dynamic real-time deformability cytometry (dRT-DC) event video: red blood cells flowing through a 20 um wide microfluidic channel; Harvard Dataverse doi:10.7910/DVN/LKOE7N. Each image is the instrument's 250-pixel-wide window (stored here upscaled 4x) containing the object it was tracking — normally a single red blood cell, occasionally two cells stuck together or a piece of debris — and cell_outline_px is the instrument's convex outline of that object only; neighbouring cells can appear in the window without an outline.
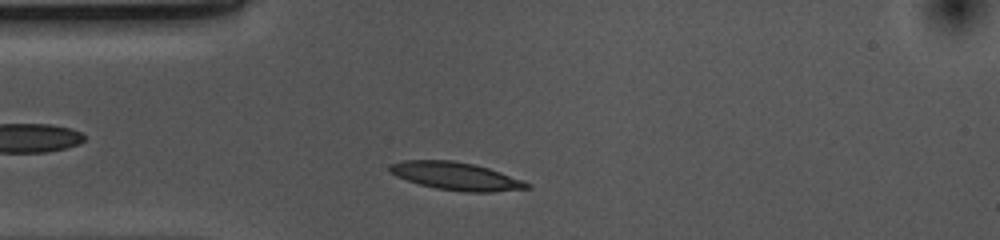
{"species": "common noctule bat (a hibernating species)", "species_latin": "Nyctalus noctula", "temperature_condition": "cold", "stored_images_in_passage": 41, "camera_frame_rate_fps": 3000, "um_per_image_px": 0.085, "animal": {"sex": "female", "body_mass_g": 10.0, "forearm_length_mm": 53.1}, "frame": {"image": 1, "passage_image": 4, "time_ms": 1.0, "image_size_px": [1000, 240], "cell_outline_px": [[532, 188], [492, 192], [464, 192], [436, 188], [420, 184], [396, 176], [388, 172], [388, 164], [404, 160], [452, 160], [472, 164], [488, 168], [500, 172], [532, 184]], "centroid_in_image_um": [38.74, 14.97], "position_along_channel_um": 46.3, "area_um2": 22.25}}
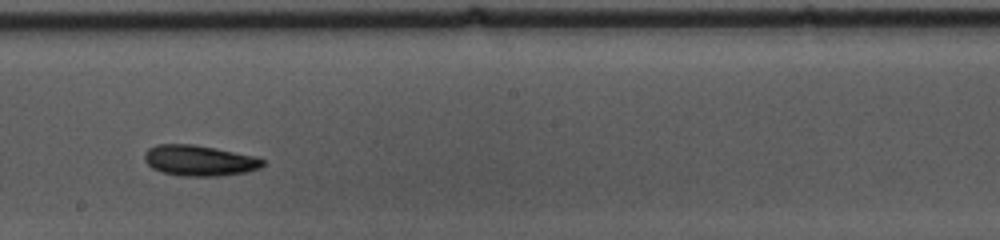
{"frame": {"image": 2, "passage_image": 20, "time_ms": 6.333, "image_size_px": [1000, 240], "cell_outline_px": [[264, 164], [260, 168], [244, 172], [220, 176], [184, 176], [160, 172], [152, 168], [144, 160], [144, 152], [148, 148], [156, 144], [192, 144], [216, 148], [256, 156], [264, 160]], "centroid_in_image_um": [16.92, 13.64], "position_along_channel_um": 231.3, "area_um2": 21.27}}
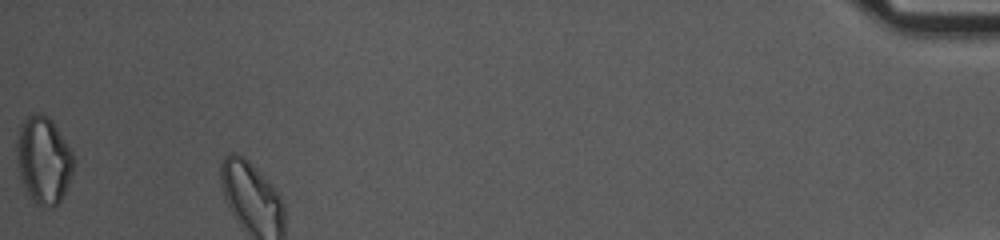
{"frame": {"image": 3, "passage_image": 41, "time_ms": 13.333, "image_size_px": [1000, 240], "cell_outline_px": [[72, 176], [60, 204], [52, 208], [36, 204], [32, 200], [20, 180], [16, 160], [16, 140], [20, 124], [32, 112], [40, 112], [48, 116], [52, 120], [72, 152]], "centroid_in_image_um": [3.67, 13.61], "position_along_channel_um": 431.5, "area_um2": 29.25}, "authors_computed_cell_mechanics": {"area_um2": 21.0392, "velocity_mm_per_s": 3.6415, "shape_relaxation_time_tau1_ms": 5.708, "shape_relaxation_time_tau2_ms": 3.7136, "deformation_change_tau1": 0.1183, "deformation_change_tau2": 0.0974}}